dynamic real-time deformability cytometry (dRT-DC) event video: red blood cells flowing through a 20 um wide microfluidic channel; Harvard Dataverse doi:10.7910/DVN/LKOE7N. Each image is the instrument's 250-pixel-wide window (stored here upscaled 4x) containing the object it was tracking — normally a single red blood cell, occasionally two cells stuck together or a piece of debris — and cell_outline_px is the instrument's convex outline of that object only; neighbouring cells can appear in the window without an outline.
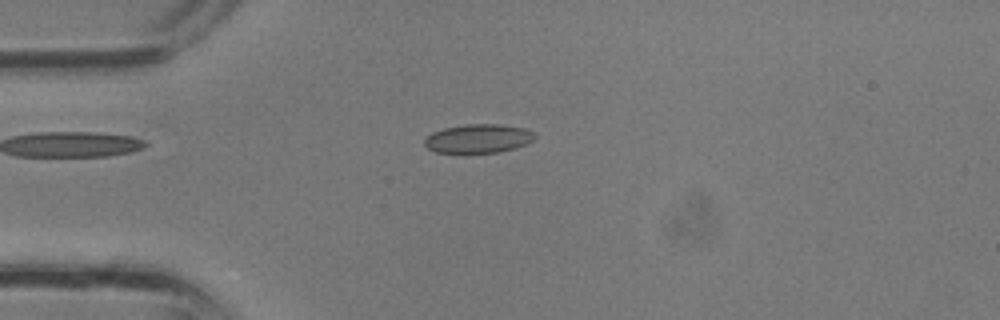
{"species": "common noctule bat (a hibernating species)", "species_latin": "Nyctalus noctula", "temperature_condition": "room temperature", "stored_images_in_passage": 33, "camera_frame_rate_fps": 3000, "um_per_image_px": 0.085, "animal": {"sex": "male", "body_mass_g": 13.3}, "frame": {"image": 1, "passage_image": 6, "time_ms": 1.667, "image_size_px": [1000, 320], "cell_outline_px": [[536, 136], [532, 140], [516, 148], [500, 152], [464, 156], [436, 152], [428, 148], [424, 144], [424, 140], [432, 132], [444, 128], [468, 124], [496, 124], [524, 128], [532, 132]], "centroid_in_image_um": [40.59, 11.83], "position_along_channel_um": 44.4, "area_um2": 19.13}}
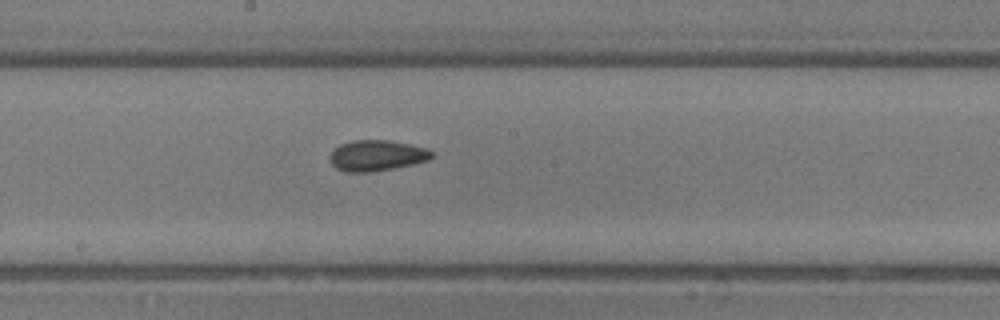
{"frame": {"image": 2, "passage_image": 16, "time_ms": 5.0, "image_size_px": [1000, 320], "cell_outline_px": [[436, 156], [428, 160], [412, 164], [392, 168], [368, 172], [344, 172], [336, 168], [332, 164], [328, 156], [340, 144], [352, 140], [388, 140], [428, 148], [436, 152]], "centroid_in_image_um": [32.05, 13.21], "position_along_channel_um": 216.1, "area_um2": 18.38}}
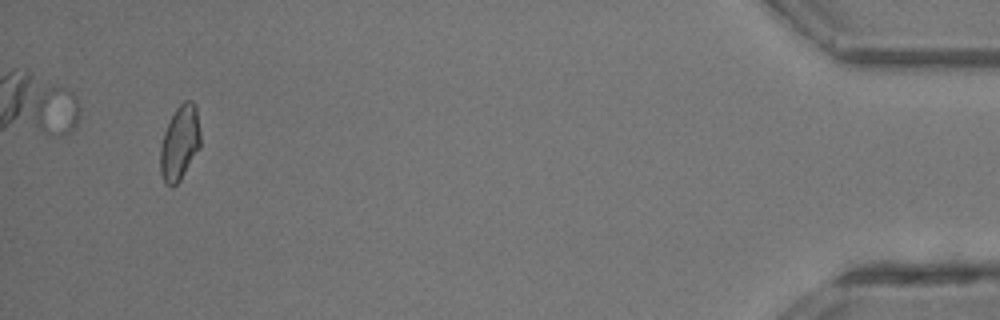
{"frame": {"image": 3, "passage_image": 31, "time_ms": 10.0, "image_size_px": [1000, 320], "cell_outline_px": [[200, 148], [180, 180], [172, 188], [164, 184], [160, 172], [160, 148], [164, 132], [176, 108], [184, 100], [192, 100], [196, 104], [200, 132]], "centroid_in_image_um": [15.28, 12.16], "position_along_channel_um": 419.9, "area_um2": 17.63}}